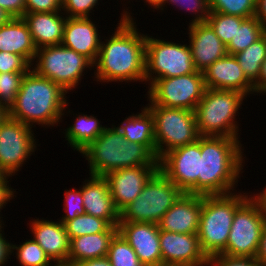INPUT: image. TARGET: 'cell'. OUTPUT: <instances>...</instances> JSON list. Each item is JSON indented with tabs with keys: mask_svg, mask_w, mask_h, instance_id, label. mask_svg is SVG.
Here are the masks:
<instances>
[{
	"mask_svg": "<svg viewBox=\"0 0 266 266\" xmlns=\"http://www.w3.org/2000/svg\"><path fill=\"white\" fill-rule=\"evenodd\" d=\"M245 97L236 90L206 88L194 111L200 136L239 138L236 113Z\"/></svg>",
	"mask_w": 266,
	"mask_h": 266,
	"instance_id": "cell-6",
	"label": "cell"
},
{
	"mask_svg": "<svg viewBox=\"0 0 266 266\" xmlns=\"http://www.w3.org/2000/svg\"><path fill=\"white\" fill-rule=\"evenodd\" d=\"M98 1L62 0V11L67 17H90V13L94 11L93 8L99 4Z\"/></svg>",
	"mask_w": 266,
	"mask_h": 266,
	"instance_id": "cell-39",
	"label": "cell"
},
{
	"mask_svg": "<svg viewBox=\"0 0 266 266\" xmlns=\"http://www.w3.org/2000/svg\"><path fill=\"white\" fill-rule=\"evenodd\" d=\"M6 176V174L0 169V181Z\"/></svg>",
	"mask_w": 266,
	"mask_h": 266,
	"instance_id": "cell-55",
	"label": "cell"
},
{
	"mask_svg": "<svg viewBox=\"0 0 266 266\" xmlns=\"http://www.w3.org/2000/svg\"><path fill=\"white\" fill-rule=\"evenodd\" d=\"M25 13L62 11V0H25Z\"/></svg>",
	"mask_w": 266,
	"mask_h": 266,
	"instance_id": "cell-42",
	"label": "cell"
},
{
	"mask_svg": "<svg viewBox=\"0 0 266 266\" xmlns=\"http://www.w3.org/2000/svg\"><path fill=\"white\" fill-rule=\"evenodd\" d=\"M249 196L244 192L202 196L198 238L207 258L225 250L236 209Z\"/></svg>",
	"mask_w": 266,
	"mask_h": 266,
	"instance_id": "cell-5",
	"label": "cell"
},
{
	"mask_svg": "<svg viewBox=\"0 0 266 266\" xmlns=\"http://www.w3.org/2000/svg\"><path fill=\"white\" fill-rule=\"evenodd\" d=\"M146 107L154 119L158 160L171 150L194 143L200 137L194 111L159 105H146Z\"/></svg>",
	"mask_w": 266,
	"mask_h": 266,
	"instance_id": "cell-9",
	"label": "cell"
},
{
	"mask_svg": "<svg viewBox=\"0 0 266 266\" xmlns=\"http://www.w3.org/2000/svg\"><path fill=\"white\" fill-rule=\"evenodd\" d=\"M49 266H75V265L70 262H54V264L51 263Z\"/></svg>",
	"mask_w": 266,
	"mask_h": 266,
	"instance_id": "cell-54",
	"label": "cell"
},
{
	"mask_svg": "<svg viewBox=\"0 0 266 266\" xmlns=\"http://www.w3.org/2000/svg\"><path fill=\"white\" fill-rule=\"evenodd\" d=\"M0 51L18 54L32 65L37 48L23 18H11L0 26Z\"/></svg>",
	"mask_w": 266,
	"mask_h": 266,
	"instance_id": "cell-25",
	"label": "cell"
},
{
	"mask_svg": "<svg viewBox=\"0 0 266 266\" xmlns=\"http://www.w3.org/2000/svg\"><path fill=\"white\" fill-rule=\"evenodd\" d=\"M26 22L35 47L61 45L67 16L62 11L25 13Z\"/></svg>",
	"mask_w": 266,
	"mask_h": 266,
	"instance_id": "cell-24",
	"label": "cell"
},
{
	"mask_svg": "<svg viewBox=\"0 0 266 266\" xmlns=\"http://www.w3.org/2000/svg\"><path fill=\"white\" fill-rule=\"evenodd\" d=\"M89 178L82 185L85 213L105 219L111 226H118L120 212L115 207L107 180L103 176L90 175Z\"/></svg>",
	"mask_w": 266,
	"mask_h": 266,
	"instance_id": "cell-22",
	"label": "cell"
},
{
	"mask_svg": "<svg viewBox=\"0 0 266 266\" xmlns=\"http://www.w3.org/2000/svg\"><path fill=\"white\" fill-rule=\"evenodd\" d=\"M77 116V117H76ZM74 124L65 129V138L67 144L79 153L84 150L91 142L104 131L106 128L102 126L100 121L94 115L79 114L75 115Z\"/></svg>",
	"mask_w": 266,
	"mask_h": 266,
	"instance_id": "cell-28",
	"label": "cell"
},
{
	"mask_svg": "<svg viewBox=\"0 0 266 266\" xmlns=\"http://www.w3.org/2000/svg\"><path fill=\"white\" fill-rule=\"evenodd\" d=\"M107 257L112 266H145L119 232L110 243Z\"/></svg>",
	"mask_w": 266,
	"mask_h": 266,
	"instance_id": "cell-33",
	"label": "cell"
},
{
	"mask_svg": "<svg viewBox=\"0 0 266 266\" xmlns=\"http://www.w3.org/2000/svg\"><path fill=\"white\" fill-rule=\"evenodd\" d=\"M31 65L20 55L0 51V74L5 72H28Z\"/></svg>",
	"mask_w": 266,
	"mask_h": 266,
	"instance_id": "cell-40",
	"label": "cell"
},
{
	"mask_svg": "<svg viewBox=\"0 0 266 266\" xmlns=\"http://www.w3.org/2000/svg\"><path fill=\"white\" fill-rule=\"evenodd\" d=\"M263 35L266 37V23L263 25Z\"/></svg>",
	"mask_w": 266,
	"mask_h": 266,
	"instance_id": "cell-56",
	"label": "cell"
},
{
	"mask_svg": "<svg viewBox=\"0 0 266 266\" xmlns=\"http://www.w3.org/2000/svg\"><path fill=\"white\" fill-rule=\"evenodd\" d=\"M32 127L9 116L0 125V169L14 176L38 145Z\"/></svg>",
	"mask_w": 266,
	"mask_h": 266,
	"instance_id": "cell-13",
	"label": "cell"
},
{
	"mask_svg": "<svg viewBox=\"0 0 266 266\" xmlns=\"http://www.w3.org/2000/svg\"><path fill=\"white\" fill-rule=\"evenodd\" d=\"M245 18L240 16L227 15L218 12H210L207 23L215 31V34L227 46L235 36L237 27H239Z\"/></svg>",
	"mask_w": 266,
	"mask_h": 266,
	"instance_id": "cell-34",
	"label": "cell"
},
{
	"mask_svg": "<svg viewBox=\"0 0 266 266\" xmlns=\"http://www.w3.org/2000/svg\"><path fill=\"white\" fill-rule=\"evenodd\" d=\"M166 3H169L168 5H176L179 7V10L183 9L186 11H191L192 16H195L189 24H195V23H204L207 21V18L210 14L209 9V0H164L163 6L160 8V10L164 11V6H166Z\"/></svg>",
	"mask_w": 266,
	"mask_h": 266,
	"instance_id": "cell-37",
	"label": "cell"
},
{
	"mask_svg": "<svg viewBox=\"0 0 266 266\" xmlns=\"http://www.w3.org/2000/svg\"><path fill=\"white\" fill-rule=\"evenodd\" d=\"M11 253L16 254V259L21 266H49L53 263L33 238L20 245L11 243Z\"/></svg>",
	"mask_w": 266,
	"mask_h": 266,
	"instance_id": "cell-32",
	"label": "cell"
},
{
	"mask_svg": "<svg viewBox=\"0 0 266 266\" xmlns=\"http://www.w3.org/2000/svg\"><path fill=\"white\" fill-rule=\"evenodd\" d=\"M205 86L209 89L236 90L244 95L255 94L254 84L246 77L234 55L212 63L203 72Z\"/></svg>",
	"mask_w": 266,
	"mask_h": 266,
	"instance_id": "cell-19",
	"label": "cell"
},
{
	"mask_svg": "<svg viewBox=\"0 0 266 266\" xmlns=\"http://www.w3.org/2000/svg\"><path fill=\"white\" fill-rule=\"evenodd\" d=\"M4 226L0 227V266H5V262L9 261L11 256V243L5 239L4 231L2 230ZM4 235V236H3ZM10 255V256H9Z\"/></svg>",
	"mask_w": 266,
	"mask_h": 266,
	"instance_id": "cell-45",
	"label": "cell"
},
{
	"mask_svg": "<svg viewBox=\"0 0 266 266\" xmlns=\"http://www.w3.org/2000/svg\"><path fill=\"white\" fill-rule=\"evenodd\" d=\"M8 117V108L0 103V125L6 120Z\"/></svg>",
	"mask_w": 266,
	"mask_h": 266,
	"instance_id": "cell-52",
	"label": "cell"
},
{
	"mask_svg": "<svg viewBox=\"0 0 266 266\" xmlns=\"http://www.w3.org/2000/svg\"><path fill=\"white\" fill-rule=\"evenodd\" d=\"M75 266H112L107 256L84 260L75 264Z\"/></svg>",
	"mask_w": 266,
	"mask_h": 266,
	"instance_id": "cell-48",
	"label": "cell"
},
{
	"mask_svg": "<svg viewBox=\"0 0 266 266\" xmlns=\"http://www.w3.org/2000/svg\"><path fill=\"white\" fill-rule=\"evenodd\" d=\"M256 259L262 266H266V223L261 233V239L259 242L258 251L256 253Z\"/></svg>",
	"mask_w": 266,
	"mask_h": 266,
	"instance_id": "cell-46",
	"label": "cell"
},
{
	"mask_svg": "<svg viewBox=\"0 0 266 266\" xmlns=\"http://www.w3.org/2000/svg\"><path fill=\"white\" fill-rule=\"evenodd\" d=\"M144 1H145V4L148 3L147 5L151 6V8L156 9V10H159L163 6V3H164V0H144Z\"/></svg>",
	"mask_w": 266,
	"mask_h": 266,
	"instance_id": "cell-51",
	"label": "cell"
},
{
	"mask_svg": "<svg viewBox=\"0 0 266 266\" xmlns=\"http://www.w3.org/2000/svg\"><path fill=\"white\" fill-rule=\"evenodd\" d=\"M64 226L70 240L86 234L107 232L112 227L105 219L86 213L67 221Z\"/></svg>",
	"mask_w": 266,
	"mask_h": 266,
	"instance_id": "cell-31",
	"label": "cell"
},
{
	"mask_svg": "<svg viewBox=\"0 0 266 266\" xmlns=\"http://www.w3.org/2000/svg\"><path fill=\"white\" fill-rule=\"evenodd\" d=\"M0 7L4 9L11 18H22L25 14V0H0Z\"/></svg>",
	"mask_w": 266,
	"mask_h": 266,
	"instance_id": "cell-43",
	"label": "cell"
},
{
	"mask_svg": "<svg viewBox=\"0 0 266 266\" xmlns=\"http://www.w3.org/2000/svg\"><path fill=\"white\" fill-rule=\"evenodd\" d=\"M190 46L146 34L145 83L196 72Z\"/></svg>",
	"mask_w": 266,
	"mask_h": 266,
	"instance_id": "cell-10",
	"label": "cell"
},
{
	"mask_svg": "<svg viewBox=\"0 0 266 266\" xmlns=\"http://www.w3.org/2000/svg\"><path fill=\"white\" fill-rule=\"evenodd\" d=\"M147 88V105L191 111H195L206 90L203 73L199 71L178 77L159 78Z\"/></svg>",
	"mask_w": 266,
	"mask_h": 266,
	"instance_id": "cell-12",
	"label": "cell"
},
{
	"mask_svg": "<svg viewBox=\"0 0 266 266\" xmlns=\"http://www.w3.org/2000/svg\"><path fill=\"white\" fill-rule=\"evenodd\" d=\"M257 0H209L210 12L249 18L255 16Z\"/></svg>",
	"mask_w": 266,
	"mask_h": 266,
	"instance_id": "cell-35",
	"label": "cell"
},
{
	"mask_svg": "<svg viewBox=\"0 0 266 266\" xmlns=\"http://www.w3.org/2000/svg\"><path fill=\"white\" fill-rule=\"evenodd\" d=\"M80 153L88 160L89 175L142 165H159L156 156L143 144L128 142L114 125L108 127Z\"/></svg>",
	"mask_w": 266,
	"mask_h": 266,
	"instance_id": "cell-4",
	"label": "cell"
},
{
	"mask_svg": "<svg viewBox=\"0 0 266 266\" xmlns=\"http://www.w3.org/2000/svg\"><path fill=\"white\" fill-rule=\"evenodd\" d=\"M33 239L41 246L45 254L54 262H67L70 251V239L64 224L60 221L45 219L30 220Z\"/></svg>",
	"mask_w": 266,
	"mask_h": 266,
	"instance_id": "cell-23",
	"label": "cell"
},
{
	"mask_svg": "<svg viewBox=\"0 0 266 266\" xmlns=\"http://www.w3.org/2000/svg\"><path fill=\"white\" fill-rule=\"evenodd\" d=\"M263 36V25L255 17L245 18L241 25L237 27L235 36L226 46L229 55L237 54L249 47Z\"/></svg>",
	"mask_w": 266,
	"mask_h": 266,
	"instance_id": "cell-30",
	"label": "cell"
},
{
	"mask_svg": "<svg viewBox=\"0 0 266 266\" xmlns=\"http://www.w3.org/2000/svg\"><path fill=\"white\" fill-rule=\"evenodd\" d=\"M158 169L159 165H142L118 169L104 176L119 212L139 196L147 181Z\"/></svg>",
	"mask_w": 266,
	"mask_h": 266,
	"instance_id": "cell-16",
	"label": "cell"
},
{
	"mask_svg": "<svg viewBox=\"0 0 266 266\" xmlns=\"http://www.w3.org/2000/svg\"><path fill=\"white\" fill-rule=\"evenodd\" d=\"M117 128L126 141L143 144L156 156L154 119L146 106L141 113L126 117Z\"/></svg>",
	"mask_w": 266,
	"mask_h": 266,
	"instance_id": "cell-27",
	"label": "cell"
},
{
	"mask_svg": "<svg viewBox=\"0 0 266 266\" xmlns=\"http://www.w3.org/2000/svg\"><path fill=\"white\" fill-rule=\"evenodd\" d=\"M254 92L266 95V59L262 63L260 77L254 83Z\"/></svg>",
	"mask_w": 266,
	"mask_h": 266,
	"instance_id": "cell-47",
	"label": "cell"
},
{
	"mask_svg": "<svg viewBox=\"0 0 266 266\" xmlns=\"http://www.w3.org/2000/svg\"><path fill=\"white\" fill-rule=\"evenodd\" d=\"M64 194L65 215L61 217L60 220L63 224H65L67 221L73 220L78 215L85 214L83 206L82 187H80L79 189H66Z\"/></svg>",
	"mask_w": 266,
	"mask_h": 266,
	"instance_id": "cell-38",
	"label": "cell"
},
{
	"mask_svg": "<svg viewBox=\"0 0 266 266\" xmlns=\"http://www.w3.org/2000/svg\"><path fill=\"white\" fill-rule=\"evenodd\" d=\"M239 139L200 136L198 195H224L236 190L245 163L244 148Z\"/></svg>",
	"mask_w": 266,
	"mask_h": 266,
	"instance_id": "cell-2",
	"label": "cell"
},
{
	"mask_svg": "<svg viewBox=\"0 0 266 266\" xmlns=\"http://www.w3.org/2000/svg\"><path fill=\"white\" fill-rule=\"evenodd\" d=\"M265 223L266 217L261 206L251 193L236 209L227 246L221 254L256 258Z\"/></svg>",
	"mask_w": 266,
	"mask_h": 266,
	"instance_id": "cell-11",
	"label": "cell"
},
{
	"mask_svg": "<svg viewBox=\"0 0 266 266\" xmlns=\"http://www.w3.org/2000/svg\"><path fill=\"white\" fill-rule=\"evenodd\" d=\"M254 195H252L260 204L262 212L264 214V216L266 217V188L262 190V192L260 191V193H253Z\"/></svg>",
	"mask_w": 266,
	"mask_h": 266,
	"instance_id": "cell-50",
	"label": "cell"
},
{
	"mask_svg": "<svg viewBox=\"0 0 266 266\" xmlns=\"http://www.w3.org/2000/svg\"><path fill=\"white\" fill-rule=\"evenodd\" d=\"M1 218H3V217H2V214L0 215V227H1L2 225H4V222H3L4 220L1 219Z\"/></svg>",
	"mask_w": 266,
	"mask_h": 266,
	"instance_id": "cell-57",
	"label": "cell"
},
{
	"mask_svg": "<svg viewBox=\"0 0 266 266\" xmlns=\"http://www.w3.org/2000/svg\"><path fill=\"white\" fill-rule=\"evenodd\" d=\"M117 233L118 226H112L107 232L72 238L67 262L75 265L84 260L107 256L110 243Z\"/></svg>",
	"mask_w": 266,
	"mask_h": 266,
	"instance_id": "cell-26",
	"label": "cell"
},
{
	"mask_svg": "<svg viewBox=\"0 0 266 266\" xmlns=\"http://www.w3.org/2000/svg\"><path fill=\"white\" fill-rule=\"evenodd\" d=\"M124 10L114 33L101 41L94 62L97 82H145L146 35L138 31L131 12Z\"/></svg>",
	"mask_w": 266,
	"mask_h": 266,
	"instance_id": "cell-1",
	"label": "cell"
},
{
	"mask_svg": "<svg viewBox=\"0 0 266 266\" xmlns=\"http://www.w3.org/2000/svg\"><path fill=\"white\" fill-rule=\"evenodd\" d=\"M9 176H5L1 181H0V214H1V209L5 208L4 206L7 205L8 202H10L11 199H14V196L16 197L15 189L11 188V185H9Z\"/></svg>",
	"mask_w": 266,
	"mask_h": 266,
	"instance_id": "cell-44",
	"label": "cell"
},
{
	"mask_svg": "<svg viewBox=\"0 0 266 266\" xmlns=\"http://www.w3.org/2000/svg\"><path fill=\"white\" fill-rule=\"evenodd\" d=\"M182 193L158 169L147 181L139 196L120 212L119 222L159 224L161 218Z\"/></svg>",
	"mask_w": 266,
	"mask_h": 266,
	"instance_id": "cell-8",
	"label": "cell"
},
{
	"mask_svg": "<svg viewBox=\"0 0 266 266\" xmlns=\"http://www.w3.org/2000/svg\"><path fill=\"white\" fill-rule=\"evenodd\" d=\"M11 19V16L0 7V26L7 23Z\"/></svg>",
	"mask_w": 266,
	"mask_h": 266,
	"instance_id": "cell-53",
	"label": "cell"
},
{
	"mask_svg": "<svg viewBox=\"0 0 266 266\" xmlns=\"http://www.w3.org/2000/svg\"><path fill=\"white\" fill-rule=\"evenodd\" d=\"M66 94L58 84L30 69L8 108V116L30 127H35V124L53 127L65 116L69 105Z\"/></svg>",
	"mask_w": 266,
	"mask_h": 266,
	"instance_id": "cell-3",
	"label": "cell"
},
{
	"mask_svg": "<svg viewBox=\"0 0 266 266\" xmlns=\"http://www.w3.org/2000/svg\"><path fill=\"white\" fill-rule=\"evenodd\" d=\"M162 265L207 266L208 258L201 249L198 234L159 231Z\"/></svg>",
	"mask_w": 266,
	"mask_h": 266,
	"instance_id": "cell-15",
	"label": "cell"
},
{
	"mask_svg": "<svg viewBox=\"0 0 266 266\" xmlns=\"http://www.w3.org/2000/svg\"><path fill=\"white\" fill-rule=\"evenodd\" d=\"M159 225L145 222H119L118 232L133 248L145 266L162 265Z\"/></svg>",
	"mask_w": 266,
	"mask_h": 266,
	"instance_id": "cell-17",
	"label": "cell"
},
{
	"mask_svg": "<svg viewBox=\"0 0 266 266\" xmlns=\"http://www.w3.org/2000/svg\"><path fill=\"white\" fill-rule=\"evenodd\" d=\"M201 166L200 137L194 143L176 148L159 160V170L183 193L198 195Z\"/></svg>",
	"mask_w": 266,
	"mask_h": 266,
	"instance_id": "cell-14",
	"label": "cell"
},
{
	"mask_svg": "<svg viewBox=\"0 0 266 266\" xmlns=\"http://www.w3.org/2000/svg\"><path fill=\"white\" fill-rule=\"evenodd\" d=\"M202 195L182 193L159 222V229L173 233L198 234Z\"/></svg>",
	"mask_w": 266,
	"mask_h": 266,
	"instance_id": "cell-18",
	"label": "cell"
},
{
	"mask_svg": "<svg viewBox=\"0 0 266 266\" xmlns=\"http://www.w3.org/2000/svg\"><path fill=\"white\" fill-rule=\"evenodd\" d=\"M27 72H5L0 74V103L7 108L14 102Z\"/></svg>",
	"mask_w": 266,
	"mask_h": 266,
	"instance_id": "cell-36",
	"label": "cell"
},
{
	"mask_svg": "<svg viewBox=\"0 0 266 266\" xmlns=\"http://www.w3.org/2000/svg\"><path fill=\"white\" fill-rule=\"evenodd\" d=\"M98 31L90 17H67L61 45L86 56L94 63L102 40Z\"/></svg>",
	"mask_w": 266,
	"mask_h": 266,
	"instance_id": "cell-21",
	"label": "cell"
},
{
	"mask_svg": "<svg viewBox=\"0 0 266 266\" xmlns=\"http://www.w3.org/2000/svg\"><path fill=\"white\" fill-rule=\"evenodd\" d=\"M234 56L246 77L254 84L260 77L262 63L266 59V37L263 35Z\"/></svg>",
	"mask_w": 266,
	"mask_h": 266,
	"instance_id": "cell-29",
	"label": "cell"
},
{
	"mask_svg": "<svg viewBox=\"0 0 266 266\" xmlns=\"http://www.w3.org/2000/svg\"><path fill=\"white\" fill-rule=\"evenodd\" d=\"M33 62L31 69L55 82L67 93L79 85L84 71H87L85 69H94V63L89 58L62 45L38 48Z\"/></svg>",
	"mask_w": 266,
	"mask_h": 266,
	"instance_id": "cell-7",
	"label": "cell"
},
{
	"mask_svg": "<svg viewBox=\"0 0 266 266\" xmlns=\"http://www.w3.org/2000/svg\"><path fill=\"white\" fill-rule=\"evenodd\" d=\"M255 17L264 25L266 23V0L256 1Z\"/></svg>",
	"mask_w": 266,
	"mask_h": 266,
	"instance_id": "cell-49",
	"label": "cell"
},
{
	"mask_svg": "<svg viewBox=\"0 0 266 266\" xmlns=\"http://www.w3.org/2000/svg\"><path fill=\"white\" fill-rule=\"evenodd\" d=\"M207 266H262L253 257H234L217 254L208 258Z\"/></svg>",
	"mask_w": 266,
	"mask_h": 266,
	"instance_id": "cell-41",
	"label": "cell"
},
{
	"mask_svg": "<svg viewBox=\"0 0 266 266\" xmlns=\"http://www.w3.org/2000/svg\"><path fill=\"white\" fill-rule=\"evenodd\" d=\"M188 26L189 46L194 66L197 71L203 73L212 63L228 54L226 45L207 22Z\"/></svg>",
	"mask_w": 266,
	"mask_h": 266,
	"instance_id": "cell-20",
	"label": "cell"
}]
</instances>
